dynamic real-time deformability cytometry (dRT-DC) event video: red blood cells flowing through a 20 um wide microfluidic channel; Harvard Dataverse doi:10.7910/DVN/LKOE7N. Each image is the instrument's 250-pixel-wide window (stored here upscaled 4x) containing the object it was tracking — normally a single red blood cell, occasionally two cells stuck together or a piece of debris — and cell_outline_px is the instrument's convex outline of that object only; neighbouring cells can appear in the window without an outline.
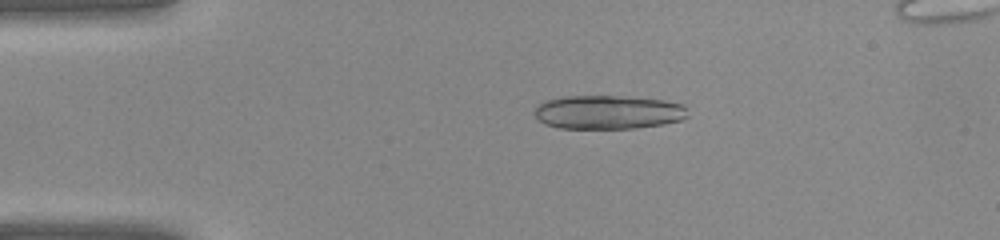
{"species": "common noctule bat (a hibernating species)", "species_latin": "Nyctalus noctula", "temperature_condition": "warm", "stored_images_in_passage": 37, "camera_frame_rate_fps": 3000, "um_per_image_px": 0.085, "animal": {"sex": "female", "body_mass_g": 22.0, "forearm_length_mm": 56.7}, "frame": {"image": 1, "passage_image": 6, "time_ms": 1.667, "image_size_px": [1000, 240], "cell_outline_px": [[688, 116], [680, 120], [664, 124], [636, 128], [560, 128], [544, 124], [536, 120], [532, 112], [536, 104], [544, 100], [564, 96], [616, 96], [664, 100], [684, 104], [688, 108]], "centroid_in_image_um": [51.64, 9.53], "position_along_channel_um": 33.4, "area_um2": 30.63}}
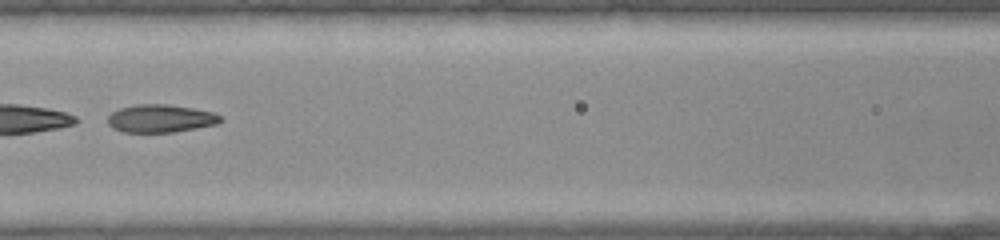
{"frame": {"image": 2, "passage_image": 16, "time_ms": 5.0, "image_size_px": [1000, 240], "cell_outline_px": [[224, 120], [216, 124], [176, 132], [124, 132], [112, 128], [108, 124], [108, 116], [112, 112], [120, 108], [136, 104], [168, 104], [192, 108], [212, 112], [220, 116]], "centroid_in_image_um": [13.64, 10.07], "position_along_channel_um": 153.0, "area_um2": 18.32}}